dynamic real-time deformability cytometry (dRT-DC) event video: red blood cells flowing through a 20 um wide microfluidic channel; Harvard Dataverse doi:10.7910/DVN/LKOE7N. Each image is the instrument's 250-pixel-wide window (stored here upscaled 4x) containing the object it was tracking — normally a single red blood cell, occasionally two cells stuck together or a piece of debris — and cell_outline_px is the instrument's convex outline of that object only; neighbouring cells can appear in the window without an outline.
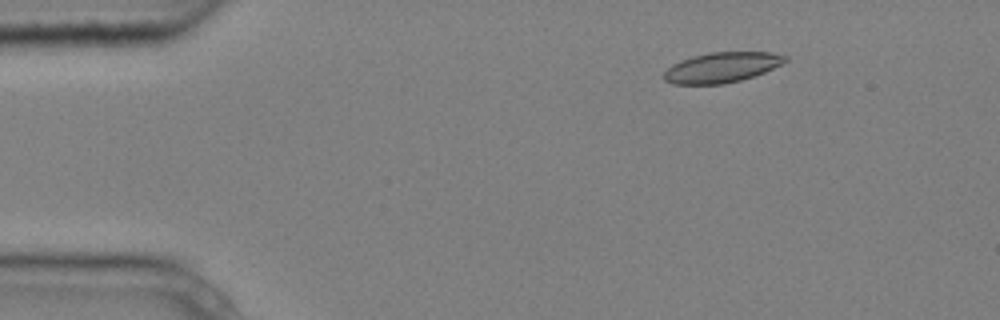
{"species": "common noctule bat (a hibernating species)", "species_latin": "Nyctalus noctula", "temperature_condition": "cold", "stored_images_in_passage": 4, "camera_frame_rate_fps": 3000, "um_per_image_px": 0.085, "animal": {"sex": "male", "body_mass_g": 20.4}, "frame": {"image": 1, "passage_image": 3, "time_ms": 0.667, "image_size_px": [1000, 320], "cell_outline_px": [[788, 60], [764, 72], [740, 80], [724, 84], [672, 84], [664, 80], [664, 72], [672, 64], [680, 60], [692, 56], [708, 52], [772, 52], [788, 56]], "centroid_in_image_um": [61.33, 5.72], "position_along_channel_um": 23.7, "area_um2": 21.33}}